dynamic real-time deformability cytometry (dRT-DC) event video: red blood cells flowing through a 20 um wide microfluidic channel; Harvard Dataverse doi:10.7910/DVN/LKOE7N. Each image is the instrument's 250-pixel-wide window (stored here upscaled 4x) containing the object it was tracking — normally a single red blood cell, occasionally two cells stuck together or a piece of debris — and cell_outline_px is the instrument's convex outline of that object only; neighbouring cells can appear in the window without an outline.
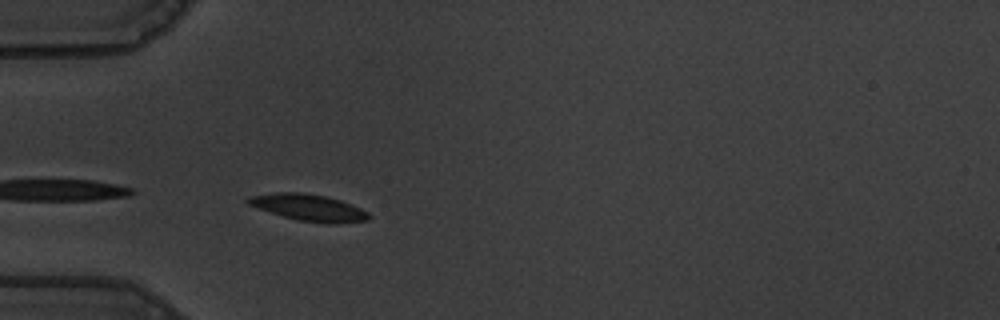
{"species": "common noctule bat (a hibernating species)", "species_latin": "Nyctalus noctula", "temperature_condition": "warm", "stored_images_in_passage": 9, "camera_frame_rate_fps": 3000, "um_per_image_px": 0.085, "animal": {"sex": "male", "body_mass_g": 19.5, "forearm_length_mm": 54.6}, "frame": {"image": 1, "passage_image": 1, "time_ms": 0.0, "image_size_px": [1000, 320], "cell_outline_px": [[372, 216], [368, 220], [336, 224], [328, 224], [300, 220], [284, 216], [248, 204], [244, 200], [248, 196], [276, 192], [300, 192], [324, 196], [340, 200], [360, 208], [368, 212]], "centroid_in_image_um": [26.26, 17.64], "position_along_channel_um": 58.7, "area_um2": 18.55}}